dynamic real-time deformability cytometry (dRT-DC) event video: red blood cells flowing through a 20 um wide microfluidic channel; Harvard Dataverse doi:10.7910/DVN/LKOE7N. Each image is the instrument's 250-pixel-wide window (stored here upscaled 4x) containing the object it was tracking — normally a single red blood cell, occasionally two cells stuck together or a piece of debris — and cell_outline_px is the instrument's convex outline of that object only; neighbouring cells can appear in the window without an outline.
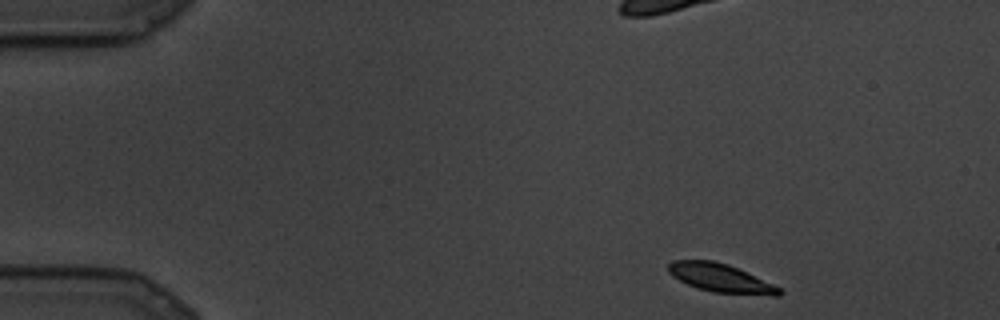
{"species": "common noctule bat (a hibernating species)", "species_latin": "Nyctalus noctula", "temperature_condition": "cold", "stored_images_in_passage": 11, "camera_frame_rate_fps": 3000, "um_per_image_px": 0.085, "animal": {"sex": "male", "body_mass_g": 19.5, "forearm_length_mm": 54.6}, "frame": {"image": 1, "passage_image": 1, "time_ms": 0.0, "image_size_px": [1000, 320], "cell_outline_px": [[784, 292], [780, 296], [772, 296], [712, 292], [696, 288], [672, 276], [668, 272], [668, 264], [672, 260], [712, 260], [728, 264], [772, 284], [780, 288]], "centroid_in_image_um": [61.24, 23.64], "position_along_channel_um": 23.8, "area_um2": 18.38}}
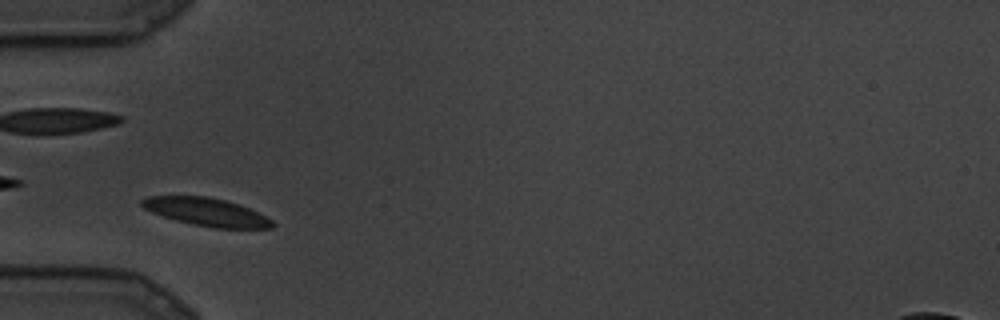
{"frame": {"image": 2, "passage_image": 7, "time_ms": 2.0, "image_size_px": [1000, 320], "cell_outline_px": [[276, 224], [272, 228], [216, 228], [192, 224], [176, 220], [152, 212], [144, 208], [140, 204], [140, 200], [148, 196], [208, 196], [224, 200], [248, 208], [272, 220]], "centroid_in_image_um": [17.53, 18.01], "position_along_channel_um": 67.5, "area_um2": 20.98}}
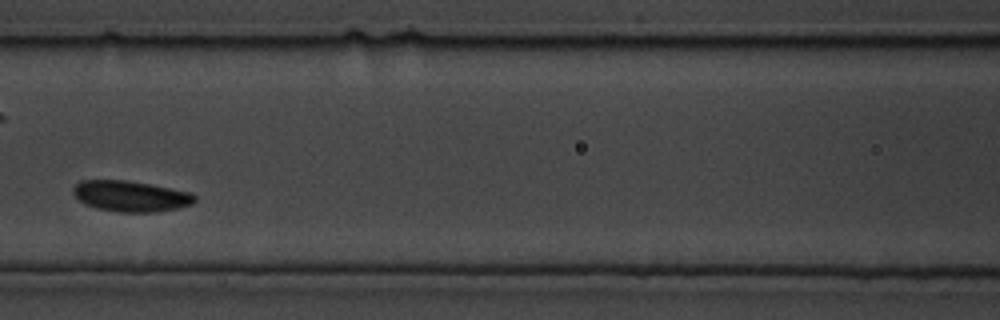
{"frame": {"image": 3, "passage_image": 10, "time_ms": 3.0, "image_size_px": [1000, 320], "cell_outline_px": [[196, 200], [192, 204], [176, 208], [156, 212], [116, 212], [96, 208], [80, 200], [72, 192], [72, 188], [80, 180], [124, 180], [148, 184], [192, 192], [196, 196]], "centroid_in_image_um": [11.12, 16.67], "position_along_channel_um": 155.5, "area_um2": 21.73}}